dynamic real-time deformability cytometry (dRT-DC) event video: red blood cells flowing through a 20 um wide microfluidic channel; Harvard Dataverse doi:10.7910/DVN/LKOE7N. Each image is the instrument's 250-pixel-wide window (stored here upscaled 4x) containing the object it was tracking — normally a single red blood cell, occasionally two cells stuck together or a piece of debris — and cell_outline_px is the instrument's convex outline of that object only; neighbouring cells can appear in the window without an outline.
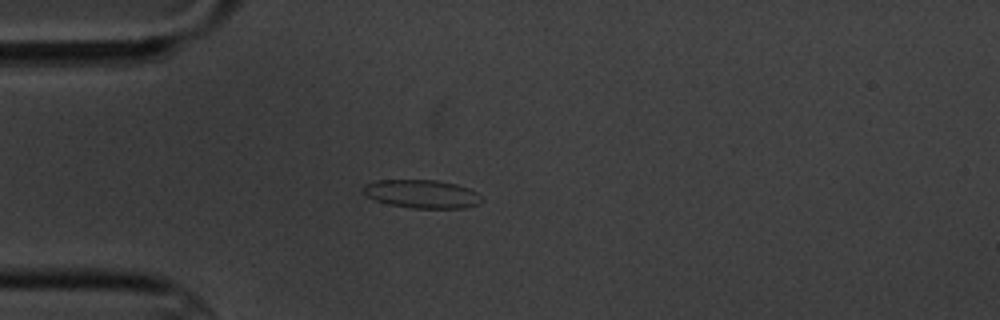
{"species": "common noctule bat (a hibernating species)", "species_latin": "Nyctalus noctula", "temperature_condition": "cold", "stored_images_in_passage": 1, "camera_frame_rate_fps": 3000, "um_per_image_px": 0.085, "animal": {"sex": "male", "body_mass_g": 20.1, "forearm_length_mm": 53.5}, "frame": {"image": 1, "passage_image": 1, "time_ms": 0.0, "image_size_px": [1000, 320], "cell_outline_px": [[484, 200], [476, 204], [464, 208], [412, 208], [388, 204], [376, 200], [368, 196], [360, 188], [364, 184], [376, 180], [436, 180], [456, 184], [468, 188], [476, 192]], "centroid_in_image_um": [35.84, 16.48], "position_along_channel_um": 49.2, "area_um2": 19.54}}